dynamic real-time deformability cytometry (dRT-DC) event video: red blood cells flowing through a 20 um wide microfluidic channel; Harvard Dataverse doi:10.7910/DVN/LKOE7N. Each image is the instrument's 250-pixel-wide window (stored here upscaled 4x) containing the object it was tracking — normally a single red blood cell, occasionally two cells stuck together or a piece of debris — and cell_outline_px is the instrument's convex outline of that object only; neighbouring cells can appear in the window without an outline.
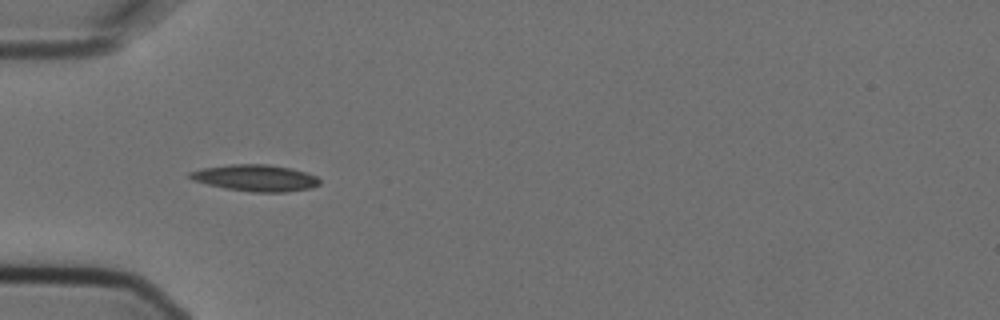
{"species": "Egyptian fruit bat (a non-hibernating species)", "species_latin": "Rousettus aegyptiacus", "temperature_condition": "cold", "stored_images_in_passage": 10, "camera_frame_rate_fps": 3000, "um_per_image_px": 0.085, "animal": {"sex": "female"}, "frame": {"image": 1, "passage_image": 1, "time_ms": 0.0, "image_size_px": [1000, 320], "cell_outline_px": [[320, 184], [312, 188], [284, 192], [252, 192], [228, 188], [208, 184], [192, 180], [188, 176], [188, 172], [204, 168], [232, 164], [268, 164], [292, 168], [316, 176], [320, 180]], "centroid_in_image_um": [21.74, 15.12], "position_along_channel_um": 63.3, "area_um2": 19.94}}
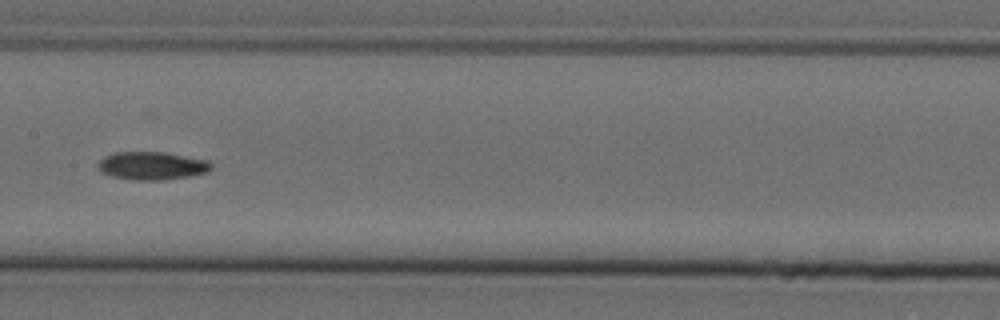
{"frame": {"image": 2, "passage_image": 4, "time_ms": 1.0, "image_size_px": [1000, 320], "cell_outline_px": [[212, 168], [208, 172], [192, 176], [164, 180], [132, 180], [112, 176], [100, 172], [96, 168], [96, 164], [104, 156], [116, 152], [164, 152], [208, 160], [212, 164]], "centroid_in_image_um": [12.9, 14.09], "position_along_channel_um": 194.5, "area_um2": 18.79}}
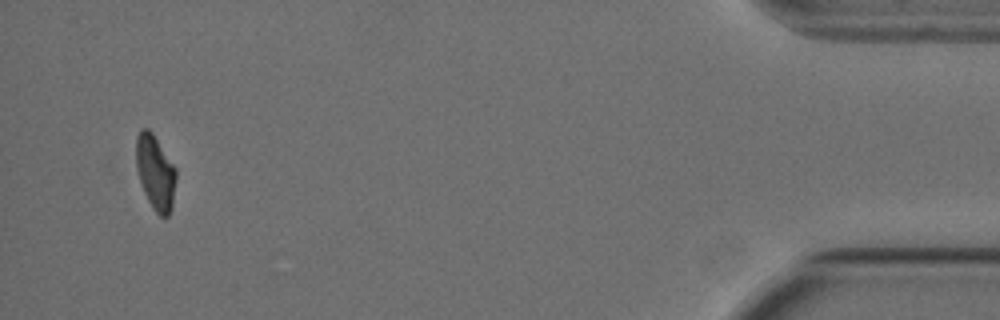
{"frame": {"image": 3, "passage_image": 10, "time_ms": 3.0, "image_size_px": [1000, 320], "cell_outline_px": [[176, 180], [172, 208], [168, 216], [160, 216], [152, 208], [140, 184], [136, 164], [136, 136], [140, 128], [148, 128], [152, 132], [176, 168]], "centroid_in_image_um": [13.2, 14.64], "position_along_channel_um": 422.0, "area_um2": 17.51}}